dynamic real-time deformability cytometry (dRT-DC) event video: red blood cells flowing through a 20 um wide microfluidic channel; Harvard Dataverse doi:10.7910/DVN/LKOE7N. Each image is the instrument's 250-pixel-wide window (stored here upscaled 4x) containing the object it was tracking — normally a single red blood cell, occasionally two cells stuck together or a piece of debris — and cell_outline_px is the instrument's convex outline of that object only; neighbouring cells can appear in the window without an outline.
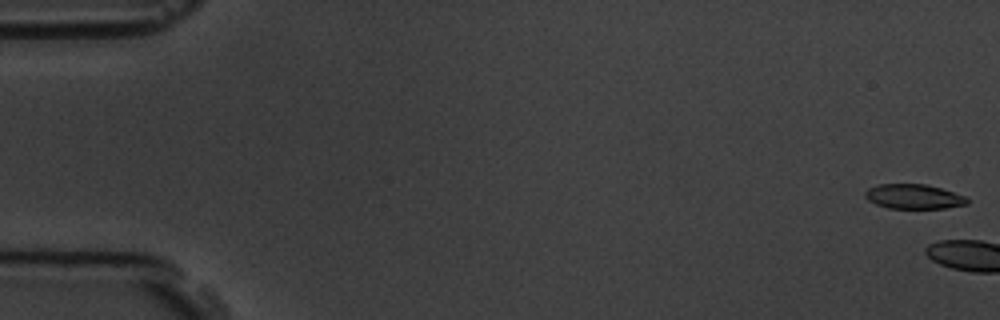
{"species": "common noctule bat (a hibernating species)", "species_latin": "Nyctalus noctula", "temperature_condition": "room temperature", "stored_images_in_passage": 4, "camera_frame_rate_fps": 3000, "um_per_image_px": 0.085, "animal": {"sex": "male", "body_mass_g": 19.5, "forearm_length_mm": 54.6}, "frame": {"image": 1, "passage_image": 1, "time_ms": 0.0, "image_size_px": [1000, 320], "cell_outline_px": [[968, 204], [944, 208], [888, 208], [876, 204], [868, 200], [864, 196], [864, 192], [868, 188], [880, 184], [924, 184], [940, 188], [964, 196], [968, 200]], "centroid_in_image_um": [77.63, 16.71], "position_along_channel_um": 7.4, "area_um2": 14.51}}